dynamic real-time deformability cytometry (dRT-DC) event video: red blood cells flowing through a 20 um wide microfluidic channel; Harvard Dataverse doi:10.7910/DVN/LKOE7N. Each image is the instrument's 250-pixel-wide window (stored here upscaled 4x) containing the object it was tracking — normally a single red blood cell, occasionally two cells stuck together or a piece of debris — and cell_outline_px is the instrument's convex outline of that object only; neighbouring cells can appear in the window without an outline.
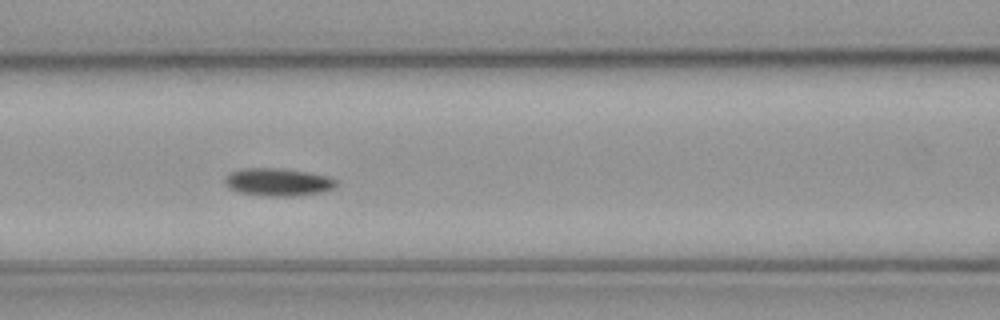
{"species": "common noctule bat (a hibernating species)", "species_latin": "Nyctalus noctula", "temperature_condition": "cold", "stored_images_in_passage": 16, "camera_frame_rate_fps": 3000, "um_per_image_px": 0.085, "animal": {"sex": "male", "body_mass_g": 23.1, "forearm_length_mm": 52.7}, "frame": {"image": 1, "passage_image": 12, "time_ms": 3.667, "image_size_px": [1000, 320], "cell_outline_px": [[336, 188], [324, 192], [292, 196], [264, 196], [240, 192], [224, 184], [224, 176], [240, 168], [280, 168], [328, 176], [336, 180]], "centroid_in_image_um": [23.63, 15.48], "position_along_channel_um": 143.0, "area_um2": 17.98}}